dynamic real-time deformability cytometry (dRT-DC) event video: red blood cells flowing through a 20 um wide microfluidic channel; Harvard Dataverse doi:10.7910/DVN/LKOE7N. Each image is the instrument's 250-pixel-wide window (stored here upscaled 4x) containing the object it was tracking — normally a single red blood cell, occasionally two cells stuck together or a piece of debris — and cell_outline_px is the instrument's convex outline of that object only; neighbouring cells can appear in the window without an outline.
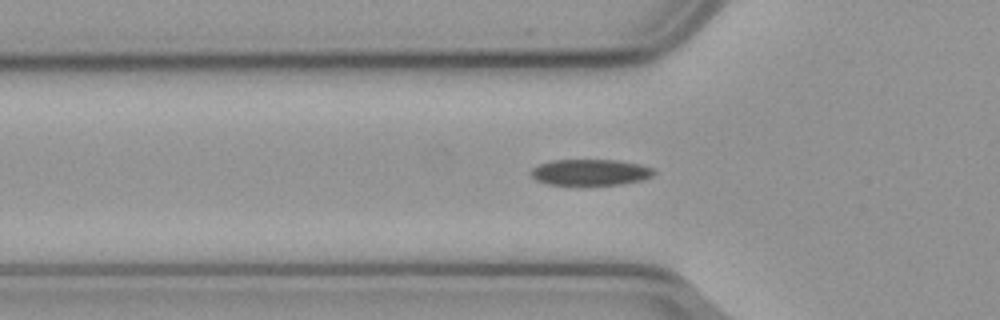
{"species": "common noctule bat (a hibernating species)", "species_latin": "Nyctalus noctula", "temperature_condition": "cold", "stored_images_in_passage": 44, "camera_frame_rate_fps": 3000, "um_per_image_px": 0.085, "animal": {"sex": "male", "body_mass_g": 23.1, "forearm_length_mm": 52.7}, "frame": {"image": 1, "passage_image": 5, "time_ms": 1.333, "image_size_px": [1000, 320], "cell_outline_px": [[656, 172], [652, 176], [640, 180], [620, 184], [584, 188], [548, 184], [536, 180], [528, 172], [532, 168], [540, 164], [552, 160], [616, 160], [640, 164], [652, 168]], "centroid_in_image_um": [50.13, 14.69], "position_along_channel_um": 75.7, "area_um2": 19.54}}
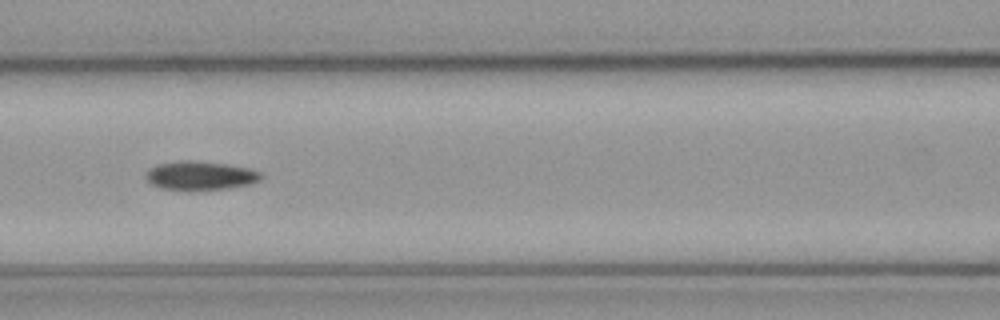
{"frame": {"image": 2, "passage_image": 11, "time_ms": 3.333, "image_size_px": [1000, 320], "cell_outline_px": [[264, 176], [260, 180], [252, 184], [228, 188], [160, 188], [148, 184], [144, 176], [148, 168], [156, 164], [224, 164], [248, 168], [260, 172]], "centroid_in_image_um": [17.04, 14.96], "position_along_channel_um": 149.6, "area_um2": 17.92}}
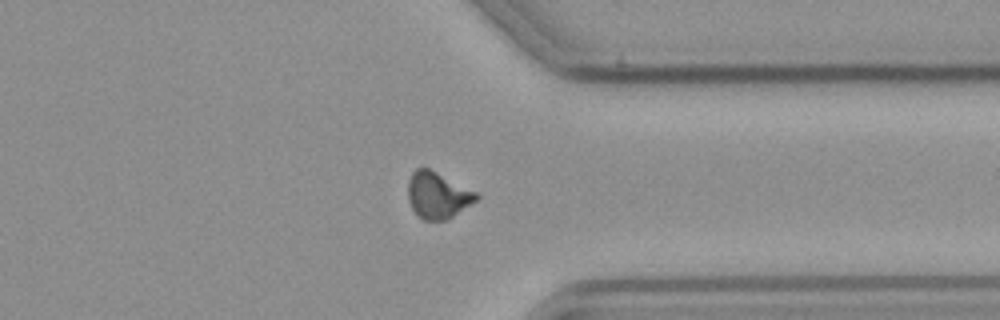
{"frame": {"image": 3, "passage_image": 30, "time_ms": 9.667, "image_size_px": [1000, 320], "cell_outline_px": [[480, 196], [476, 200], [448, 220], [424, 220], [412, 208], [408, 200], [408, 180], [412, 172], [416, 168], [428, 168], [476, 192]], "centroid_in_image_um": [37.18, 16.6], "position_along_channel_um": 374.2, "area_um2": 18.21}}